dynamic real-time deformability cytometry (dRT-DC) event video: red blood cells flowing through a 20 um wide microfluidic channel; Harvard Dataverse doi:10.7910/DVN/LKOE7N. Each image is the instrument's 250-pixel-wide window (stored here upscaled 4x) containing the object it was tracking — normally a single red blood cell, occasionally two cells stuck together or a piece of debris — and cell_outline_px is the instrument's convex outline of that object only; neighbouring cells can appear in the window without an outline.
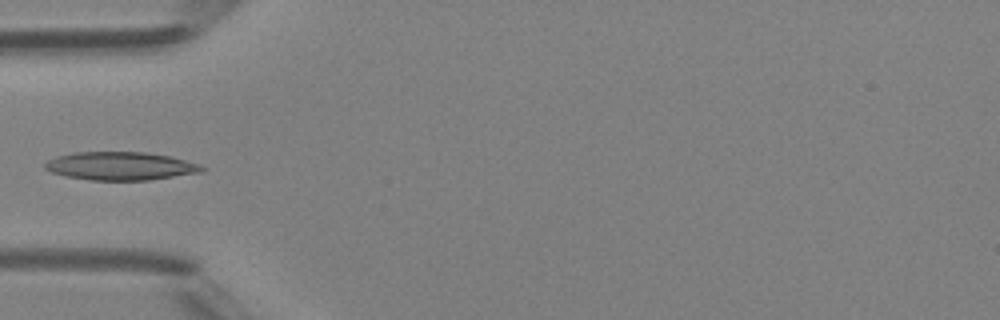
{"species": "Egyptian fruit bat (a non-hibernating species)", "species_latin": "Rousettus aegyptiacus", "temperature_condition": "room temperature", "stored_images_in_passage": 4, "camera_frame_rate_fps": 3000, "um_per_image_px": 0.085, "animal": {"sex": "female"}, "frame": {"image": 1, "passage_image": 3, "time_ms": 2.333, "image_size_px": [1000, 320], "cell_outline_px": [[208, 168], [204, 172], [148, 180], [88, 180], [64, 176], [52, 172], [44, 168], [44, 164], [48, 160], [56, 156], [72, 152], [148, 152], [168, 156], [200, 164]], "centroid_in_image_um": [10.25, 14.11], "position_along_channel_um": 74.8, "area_um2": 26.01}}
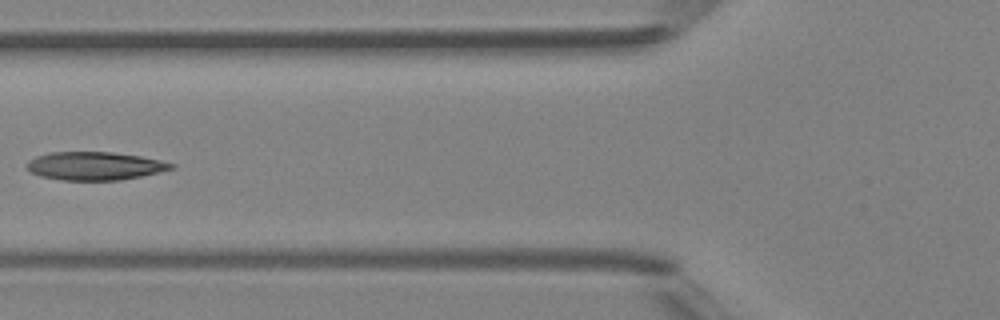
{"frame": {"image": 2, "passage_image": 4, "time_ms": 3.333, "image_size_px": [1000, 320], "cell_outline_px": [[176, 168], [140, 176], [120, 180], [60, 180], [40, 176], [32, 172], [28, 168], [28, 160], [36, 156], [48, 152], [112, 152], [140, 156], [160, 160], [176, 164]], "centroid_in_image_um": [8.07, 14.1], "position_along_channel_um": 117.7, "area_um2": 23.7}}